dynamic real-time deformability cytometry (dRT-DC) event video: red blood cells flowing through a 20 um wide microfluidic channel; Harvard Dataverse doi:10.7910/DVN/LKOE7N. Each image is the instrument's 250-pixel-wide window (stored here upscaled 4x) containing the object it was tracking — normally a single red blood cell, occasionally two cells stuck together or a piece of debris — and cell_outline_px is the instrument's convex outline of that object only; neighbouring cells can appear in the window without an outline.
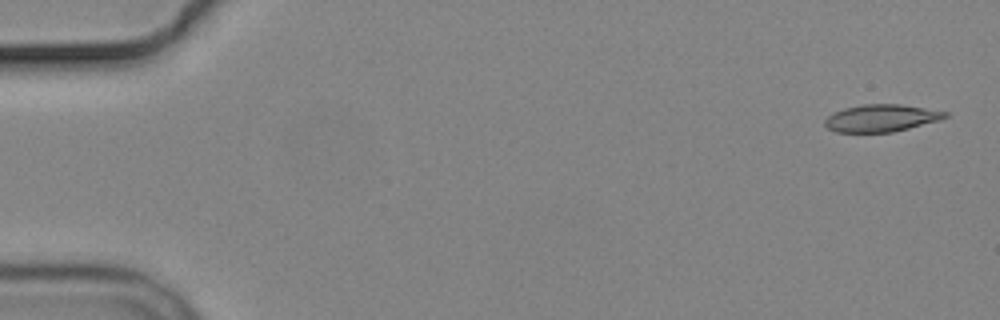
{"species": "common noctule bat (a hibernating species)", "species_latin": "Nyctalus noctula", "temperature_condition": "cold", "stored_images_in_passage": 5, "camera_frame_rate_fps": 3000, "um_per_image_px": 0.085, "animal": {"sex": "male", "body_mass_g": 19.2, "forearm_length_mm": 51.8}, "frame": {"image": 1, "passage_image": 1, "time_ms": 0.0, "image_size_px": [1000, 320], "cell_outline_px": [[948, 116], [940, 120], [892, 132], [836, 132], [828, 128], [824, 124], [824, 120], [832, 112], [844, 108], [864, 104], [900, 104], [948, 112]], "centroid_in_image_um": [74.88, 10.03], "position_along_channel_um": 10.1, "area_um2": 19.02}}
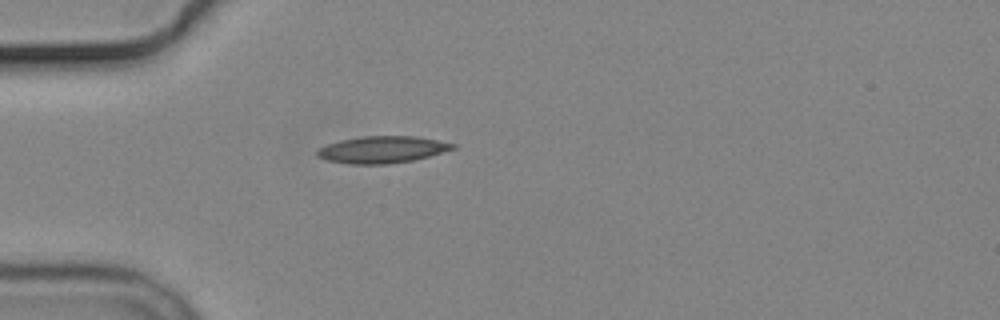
{"frame": {"image": 2, "passage_image": 5, "time_ms": 4.667, "image_size_px": [1000, 320], "cell_outline_px": [[456, 148], [428, 156], [412, 160], [388, 164], [352, 164], [328, 160], [316, 156], [316, 148], [340, 140], [364, 136], [416, 136], [456, 144]], "centroid_in_image_um": [32.45, 12.71], "position_along_channel_um": 52.5, "area_um2": 21.1}}